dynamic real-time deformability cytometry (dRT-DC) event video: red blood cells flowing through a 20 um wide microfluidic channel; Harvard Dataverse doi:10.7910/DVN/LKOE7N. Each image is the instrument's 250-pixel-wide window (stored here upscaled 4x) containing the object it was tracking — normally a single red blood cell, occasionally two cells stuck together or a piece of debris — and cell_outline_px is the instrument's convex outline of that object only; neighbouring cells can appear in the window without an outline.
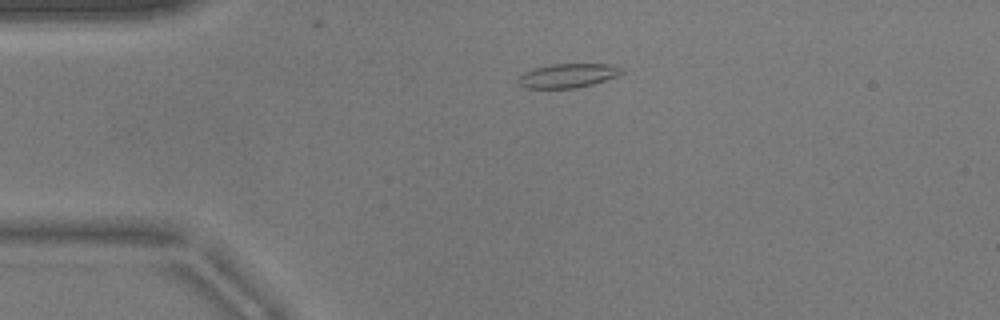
{"species": "common noctule bat (a hibernating species)", "species_latin": "Nyctalus noctula", "temperature_condition": "warm", "stored_images_in_passage": 36, "camera_frame_rate_fps": 3000, "um_per_image_px": 0.085, "animal": {"sex": "male", "body_mass_g": 17.9}, "frame": {"image": 1, "passage_image": 1, "time_ms": 0.0, "image_size_px": [1000, 320], "cell_outline_px": [[624, 72], [616, 76], [592, 84], [576, 88], [524, 88], [516, 80], [524, 72], [536, 68], [552, 64], [616, 64], [624, 68]], "centroid_in_image_um": [48.3, 6.42], "position_along_channel_um": 36.7, "area_um2": 14.51}}
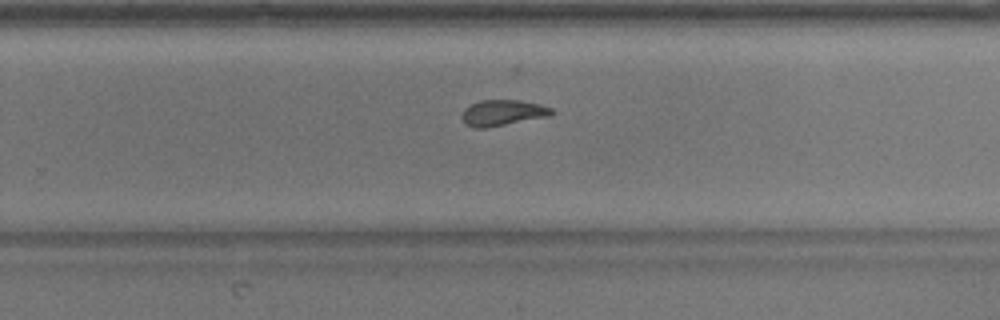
{"frame": {"image": 2, "passage_image": 23, "time_ms": 7.333, "image_size_px": [1000, 320], "cell_outline_px": [[552, 112], [548, 116], [484, 128], [472, 128], [464, 124], [460, 116], [464, 108], [480, 100], [520, 100], [540, 104], [552, 108]], "centroid_in_image_um": [42.65, 9.58], "position_along_channel_um": 287.2, "area_um2": 13.47}}
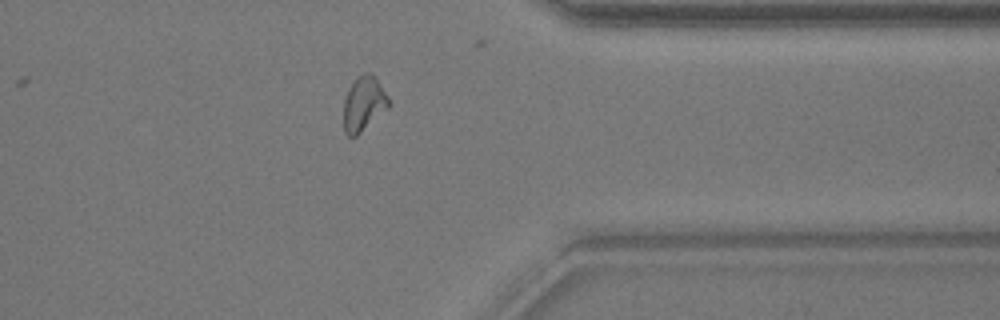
{"frame": {"image": 3, "passage_image": 31, "time_ms": 10.0, "image_size_px": [1000, 320], "cell_outline_px": [[392, 104], [388, 108], [356, 136], [348, 136], [344, 132], [344, 100], [348, 88], [364, 72], [372, 72], [388, 96]], "centroid_in_image_um": [30.93, 8.81], "position_along_channel_um": 380.5, "area_um2": 14.28}, "authors_computed_cell_mechanics": {"area_um2": 13.4674, "velocity_mm_per_s": 3.8559, "shape_relaxation_time_tau1_ms": null, "shape_relaxation_time_tau2_ms": 2.3469, "deformation_change_tau1": null, "deformation_change_tau2": 0.0936}}